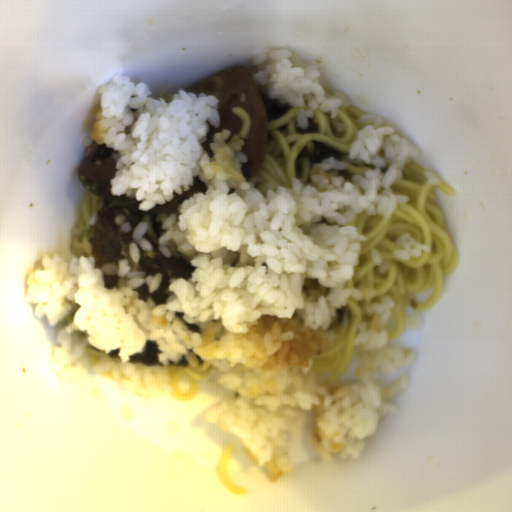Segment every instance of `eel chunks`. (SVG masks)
<instances>
[{
	"instance_id": "obj_2",
	"label": "eel chunks",
	"mask_w": 512,
	"mask_h": 512,
	"mask_svg": "<svg viewBox=\"0 0 512 512\" xmlns=\"http://www.w3.org/2000/svg\"><path fill=\"white\" fill-rule=\"evenodd\" d=\"M159 353H162L155 341L145 342L144 352L133 353L129 362L139 365L153 367L161 365L159 362Z\"/></svg>"
},
{
	"instance_id": "obj_1",
	"label": "eel chunks",
	"mask_w": 512,
	"mask_h": 512,
	"mask_svg": "<svg viewBox=\"0 0 512 512\" xmlns=\"http://www.w3.org/2000/svg\"><path fill=\"white\" fill-rule=\"evenodd\" d=\"M138 216L117 207L99 208L94 227L88 233V242L95 260V269L104 277L105 286L113 287L118 282V262L126 261L129 271L142 272L147 276L160 273V284L155 292H149L148 283L137 287L138 299L151 298L155 306L164 304L168 298L171 279L189 280L192 268L176 258L163 256L160 248L139 251V261L134 263L130 255L132 234L140 223Z\"/></svg>"
}]
</instances>
